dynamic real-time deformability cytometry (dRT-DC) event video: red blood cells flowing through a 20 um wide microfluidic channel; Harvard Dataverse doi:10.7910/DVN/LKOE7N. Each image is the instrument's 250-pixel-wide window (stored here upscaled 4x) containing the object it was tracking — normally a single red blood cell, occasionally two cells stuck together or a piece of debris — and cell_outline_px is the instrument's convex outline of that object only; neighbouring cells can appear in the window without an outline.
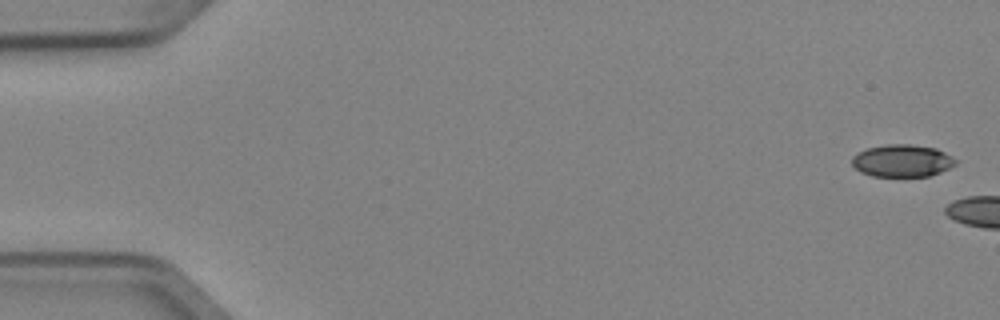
{"species": "Egyptian fruit bat (a non-hibernating species)", "species_latin": "Rousettus aegyptiacus", "temperature_condition": "cold", "stored_images_in_passage": 3, "camera_frame_rate_fps": 3000, "um_per_image_px": 0.085, "animal": {"sex": "female"}, "frame": {"image": 1, "passage_image": 1, "time_ms": 0.0, "image_size_px": [1000, 320], "cell_outline_px": [[956, 164], [940, 172], [928, 176], [872, 176], [860, 172], [852, 164], [852, 156], [868, 148], [884, 144], [908, 144], [936, 148], [944, 152], [956, 160]], "centroid_in_image_um": [76.67, 13.66], "position_along_channel_um": 8.3, "area_um2": 19.36}}